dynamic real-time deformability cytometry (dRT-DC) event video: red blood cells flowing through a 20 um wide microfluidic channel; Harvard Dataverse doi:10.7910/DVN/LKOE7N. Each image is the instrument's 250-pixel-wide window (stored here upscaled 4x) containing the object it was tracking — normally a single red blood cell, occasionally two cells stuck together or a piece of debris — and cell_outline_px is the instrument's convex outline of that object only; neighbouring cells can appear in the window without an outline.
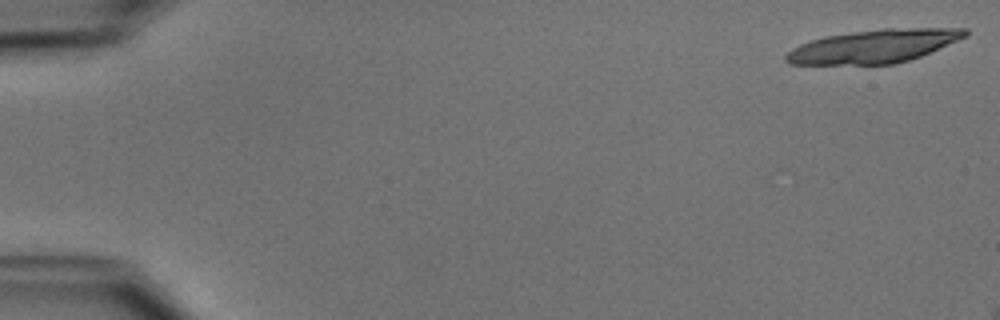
{"species": "common noctule bat (a hibernating species)", "species_latin": "Nyctalus noctula", "temperature_condition": "cold", "stored_images_in_passage": 6, "camera_frame_rate_fps": 3000, "um_per_image_px": 0.085, "animal": {"sex": "male", "body_mass_g": 15.6}, "frame": {"image": 1, "passage_image": 1, "time_ms": 0.0, "image_size_px": [1000, 320], "cell_outline_px": [[968, 36], [920, 56], [896, 64], [792, 64], [784, 60], [784, 56], [792, 48], [800, 44], [824, 36], [852, 32], [884, 28], [968, 28]], "centroid_in_image_um": [74.29, 3.92], "position_along_channel_um": 10.7, "area_um2": 34.62}}